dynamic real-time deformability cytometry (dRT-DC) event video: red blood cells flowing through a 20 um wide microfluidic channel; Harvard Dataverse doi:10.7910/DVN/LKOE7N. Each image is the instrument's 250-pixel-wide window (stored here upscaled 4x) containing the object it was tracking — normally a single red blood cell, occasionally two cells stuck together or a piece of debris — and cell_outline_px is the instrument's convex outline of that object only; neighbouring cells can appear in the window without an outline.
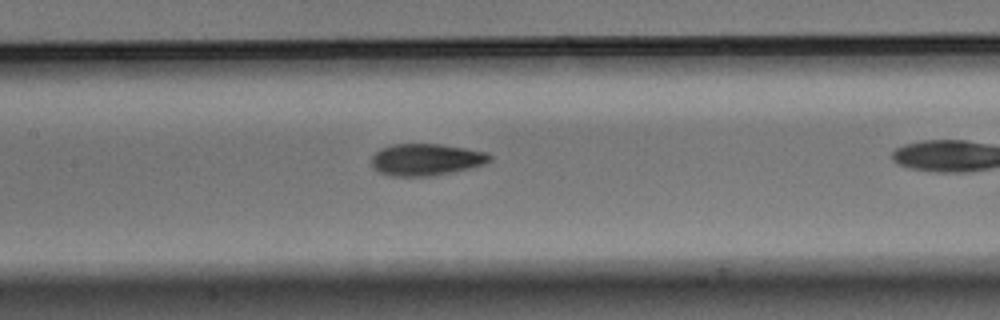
{"species": "Egyptian fruit bat (a non-hibernating species)", "species_latin": "Rousettus aegyptiacus", "temperature_condition": "warm", "stored_images_in_passage": 6, "camera_frame_rate_fps": 3000, "um_per_image_px": 0.085, "animal": {"sex": "male"}, "frame": {"image": 1, "passage_image": 5, "time_ms": 1.333, "image_size_px": [1000, 320], "cell_outline_px": [[492, 160], [484, 164], [472, 168], [432, 176], [392, 176], [380, 172], [372, 168], [372, 156], [380, 148], [392, 144], [440, 144], [488, 152], [492, 156]], "centroid_in_image_um": [36.23, 13.56], "position_along_channel_um": 171.2, "area_um2": 22.08}}